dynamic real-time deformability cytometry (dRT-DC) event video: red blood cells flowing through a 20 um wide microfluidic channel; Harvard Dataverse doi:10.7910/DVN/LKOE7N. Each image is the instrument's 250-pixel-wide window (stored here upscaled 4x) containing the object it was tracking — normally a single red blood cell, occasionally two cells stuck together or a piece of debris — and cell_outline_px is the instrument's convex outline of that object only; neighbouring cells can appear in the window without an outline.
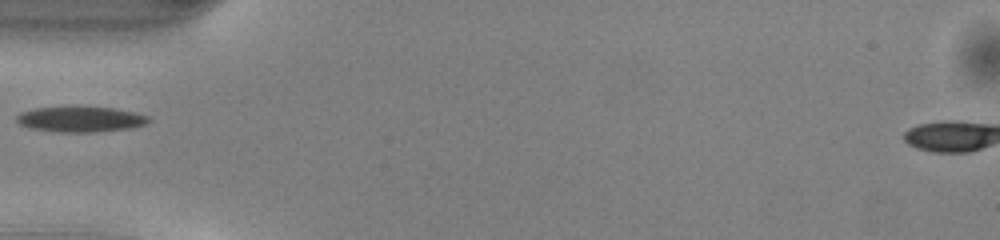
{"species": "common noctule bat (a hibernating species)", "species_latin": "Nyctalus noctula", "temperature_condition": "warm", "stored_images_in_passage": 35, "camera_frame_rate_fps": 3000, "um_per_image_px": 0.085, "animal": {"sex": "male", "body_mass_g": 13.0, "forearm_length_mm": 53.1}, "frame": {"image": 1, "passage_image": 1, "time_ms": 0.0, "image_size_px": [1000, 240], "cell_outline_px": [[148, 120], [144, 124], [128, 128], [96, 132], [56, 132], [28, 128], [20, 124], [16, 120], [16, 116], [20, 112], [36, 108], [112, 108], [136, 112], [148, 116]], "centroid_in_image_um": [6.8, 10.15], "position_along_channel_um": 78.2, "area_um2": 19.13}}
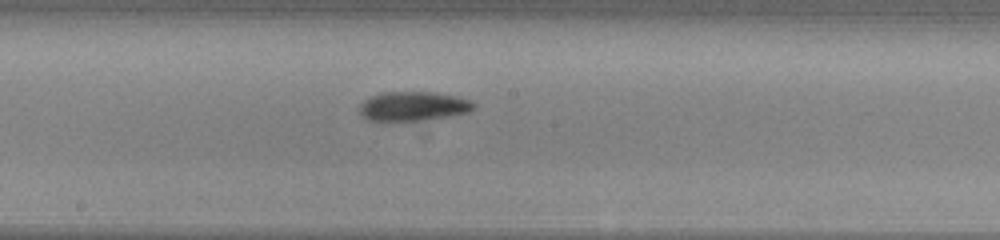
{"frame": {"image": 2, "passage_image": 11, "time_ms": 3.333, "image_size_px": [1000, 240], "cell_outline_px": [[476, 104], [468, 112], [448, 116], [416, 120], [368, 120], [360, 112], [360, 104], [364, 100], [380, 92], [436, 92], [468, 100]], "centroid_in_image_um": [35.09, 9.01], "position_along_channel_um": 213.1, "area_um2": 18.96}}
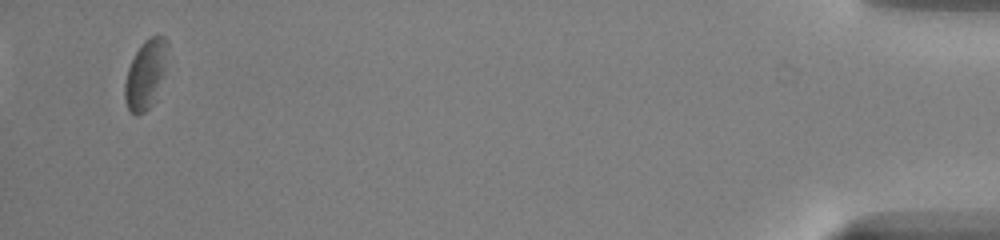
{"frame": {"image": 3, "passage_image": 33, "time_ms": 10.667, "image_size_px": [1000, 240], "cell_outline_px": [[168, 44], [164, 68], [152, 104], [144, 112], [136, 116], [128, 108], [124, 100], [124, 84], [128, 68], [136, 52], [144, 40], [152, 36], [164, 36], [168, 40]], "centroid_in_image_um": [12.34, 6.3], "position_along_channel_um": 422.9, "area_um2": 16.65}}